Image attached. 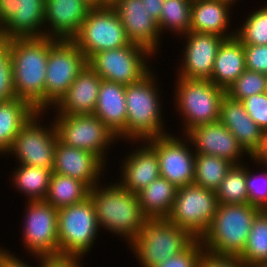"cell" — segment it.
Wrapping results in <instances>:
<instances>
[{
	"mask_svg": "<svg viewBox=\"0 0 267 267\" xmlns=\"http://www.w3.org/2000/svg\"><path fill=\"white\" fill-rule=\"evenodd\" d=\"M222 1H224V2H227V3H229L230 5H236L237 3H239V0H222ZM238 1V2H237ZM236 3V4H235Z\"/></svg>",
	"mask_w": 267,
	"mask_h": 267,
	"instance_id": "51",
	"label": "cell"
},
{
	"mask_svg": "<svg viewBox=\"0 0 267 267\" xmlns=\"http://www.w3.org/2000/svg\"><path fill=\"white\" fill-rule=\"evenodd\" d=\"M45 0H0L3 40L45 37Z\"/></svg>",
	"mask_w": 267,
	"mask_h": 267,
	"instance_id": "16",
	"label": "cell"
},
{
	"mask_svg": "<svg viewBox=\"0 0 267 267\" xmlns=\"http://www.w3.org/2000/svg\"><path fill=\"white\" fill-rule=\"evenodd\" d=\"M204 251L201 240L195 239L184 251L167 258L155 267H199Z\"/></svg>",
	"mask_w": 267,
	"mask_h": 267,
	"instance_id": "40",
	"label": "cell"
},
{
	"mask_svg": "<svg viewBox=\"0 0 267 267\" xmlns=\"http://www.w3.org/2000/svg\"><path fill=\"white\" fill-rule=\"evenodd\" d=\"M57 41L49 37L9 40L15 94L36 111L45 112L47 61L50 49Z\"/></svg>",
	"mask_w": 267,
	"mask_h": 267,
	"instance_id": "1",
	"label": "cell"
},
{
	"mask_svg": "<svg viewBox=\"0 0 267 267\" xmlns=\"http://www.w3.org/2000/svg\"><path fill=\"white\" fill-rule=\"evenodd\" d=\"M261 209L246 204H220L207 232L200 238L206 252L239 256L245 249L253 220Z\"/></svg>",
	"mask_w": 267,
	"mask_h": 267,
	"instance_id": "4",
	"label": "cell"
},
{
	"mask_svg": "<svg viewBox=\"0 0 267 267\" xmlns=\"http://www.w3.org/2000/svg\"><path fill=\"white\" fill-rule=\"evenodd\" d=\"M131 151L125 154L117 183L135 194L160 177L159 160L156 152L145 141H128ZM134 143V145H133ZM138 143V144H137ZM140 145V146H139Z\"/></svg>",
	"mask_w": 267,
	"mask_h": 267,
	"instance_id": "22",
	"label": "cell"
},
{
	"mask_svg": "<svg viewBox=\"0 0 267 267\" xmlns=\"http://www.w3.org/2000/svg\"><path fill=\"white\" fill-rule=\"evenodd\" d=\"M102 78L89 66L76 77L68 91L49 110L56 115L93 114ZM55 109V110H54Z\"/></svg>",
	"mask_w": 267,
	"mask_h": 267,
	"instance_id": "24",
	"label": "cell"
},
{
	"mask_svg": "<svg viewBox=\"0 0 267 267\" xmlns=\"http://www.w3.org/2000/svg\"><path fill=\"white\" fill-rule=\"evenodd\" d=\"M72 41L87 59L95 53L121 48L130 43L121 19L109 6L93 7Z\"/></svg>",
	"mask_w": 267,
	"mask_h": 267,
	"instance_id": "12",
	"label": "cell"
},
{
	"mask_svg": "<svg viewBox=\"0 0 267 267\" xmlns=\"http://www.w3.org/2000/svg\"><path fill=\"white\" fill-rule=\"evenodd\" d=\"M57 227L59 255H88L101 231L91 198L59 208Z\"/></svg>",
	"mask_w": 267,
	"mask_h": 267,
	"instance_id": "7",
	"label": "cell"
},
{
	"mask_svg": "<svg viewBox=\"0 0 267 267\" xmlns=\"http://www.w3.org/2000/svg\"><path fill=\"white\" fill-rule=\"evenodd\" d=\"M177 187L164 177H158L137 193L146 219H167L172 211Z\"/></svg>",
	"mask_w": 267,
	"mask_h": 267,
	"instance_id": "28",
	"label": "cell"
},
{
	"mask_svg": "<svg viewBox=\"0 0 267 267\" xmlns=\"http://www.w3.org/2000/svg\"><path fill=\"white\" fill-rule=\"evenodd\" d=\"M106 166L94 153L57 141L52 172L79 179L91 189L103 181Z\"/></svg>",
	"mask_w": 267,
	"mask_h": 267,
	"instance_id": "20",
	"label": "cell"
},
{
	"mask_svg": "<svg viewBox=\"0 0 267 267\" xmlns=\"http://www.w3.org/2000/svg\"><path fill=\"white\" fill-rule=\"evenodd\" d=\"M216 191L197 184L177 189L172 211L168 220L200 239L209 229L218 209Z\"/></svg>",
	"mask_w": 267,
	"mask_h": 267,
	"instance_id": "11",
	"label": "cell"
},
{
	"mask_svg": "<svg viewBox=\"0 0 267 267\" xmlns=\"http://www.w3.org/2000/svg\"><path fill=\"white\" fill-rule=\"evenodd\" d=\"M173 134L150 138L145 142L158 156L161 177L180 188L194 182L196 153L185 135L175 137Z\"/></svg>",
	"mask_w": 267,
	"mask_h": 267,
	"instance_id": "15",
	"label": "cell"
},
{
	"mask_svg": "<svg viewBox=\"0 0 267 267\" xmlns=\"http://www.w3.org/2000/svg\"><path fill=\"white\" fill-rule=\"evenodd\" d=\"M245 69L267 73V45H243Z\"/></svg>",
	"mask_w": 267,
	"mask_h": 267,
	"instance_id": "42",
	"label": "cell"
},
{
	"mask_svg": "<svg viewBox=\"0 0 267 267\" xmlns=\"http://www.w3.org/2000/svg\"><path fill=\"white\" fill-rule=\"evenodd\" d=\"M154 56L147 48L130 42L121 48L93 54L88 65L103 80L126 86L140 81L152 70L150 60Z\"/></svg>",
	"mask_w": 267,
	"mask_h": 267,
	"instance_id": "9",
	"label": "cell"
},
{
	"mask_svg": "<svg viewBox=\"0 0 267 267\" xmlns=\"http://www.w3.org/2000/svg\"><path fill=\"white\" fill-rule=\"evenodd\" d=\"M219 121L250 157H255L261 150L264 131L248 115L242 101L225 95L221 101Z\"/></svg>",
	"mask_w": 267,
	"mask_h": 267,
	"instance_id": "23",
	"label": "cell"
},
{
	"mask_svg": "<svg viewBox=\"0 0 267 267\" xmlns=\"http://www.w3.org/2000/svg\"><path fill=\"white\" fill-rule=\"evenodd\" d=\"M248 115L263 130H267V92L254 94L242 101Z\"/></svg>",
	"mask_w": 267,
	"mask_h": 267,
	"instance_id": "41",
	"label": "cell"
},
{
	"mask_svg": "<svg viewBox=\"0 0 267 267\" xmlns=\"http://www.w3.org/2000/svg\"><path fill=\"white\" fill-rule=\"evenodd\" d=\"M85 1H87L93 7H100V0H85Z\"/></svg>",
	"mask_w": 267,
	"mask_h": 267,
	"instance_id": "49",
	"label": "cell"
},
{
	"mask_svg": "<svg viewBox=\"0 0 267 267\" xmlns=\"http://www.w3.org/2000/svg\"><path fill=\"white\" fill-rule=\"evenodd\" d=\"M151 70L140 81L126 85V142L145 141L169 134L163 120L161 88Z\"/></svg>",
	"mask_w": 267,
	"mask_h": 267,
	"instance_id": "3",
	"label": "cell"
},
{
	"mask_svg": "<svg viewBox=\"0 0 267 267\" xmlns=\"http://www.w3.org/2000/svg\"><path fill=\"white\" fill-rule=\"evenodd\" d=\"M36 112L23 99L0 102V158L5 157L16 135Z\"/></svg>",
	"mask_w": 267,
	"mask_h": 267,
	"instance_id": "29",
	"label": "cell"
},
{
	"mask_svg": "<svg viewBox=\"0 0 267 267\" xmlns=\"http://www.w3.org/2000/svg\"><path fill=\"white\" fill-rule=\"evenodd\" d=\"M119 0H100V6L112 7Z\"/></svg>",
	"mask_w": 267,
	"mask_h": 267,
	"instance_id": "48",
	"label": "cell"
},
{
	"mask_svg": "<svg viewBox=\"0 0 267 267\" xmlns=\"http://www.w3.org/2000/svg\"><path fill=\"white\" fill-rule=\"evenodd\" d=\"M17 98L15 94L9 40L0 41V102Z\"/></svg>",
	"mask_w": 267,
	"mask_h": 267,
	"instance_id": "39",
	"label": "cell"
},
{
	"mask_svg": "<svg viewBox=\"0 0 267 267\" xmlns=\"http://www.w3.org/2000/svg\"><path fill=\"white\" fill-rule=\"evenodd\" d=\"M248 267H267V262H263V263L256 264V265H253V266H248Z\"/></svg>",
	"mask_w": 267,
	"mask_h": 267,
	"instance_id": "52",
	"label": "cell"
},
{
	"mask_svg": "<svg viewBox=\"0 0 267 267\" xmlns=\"http://www.w3.org/2000/svg\"><path fill=\"white\" fill-rule=\"evenodd\" d=\"M88 59L72 40H58L50 49L45 76V113L68 91Z\"/></svg>",
	"mask_w": 267,
	"mask_h": 267,
	"instance_id": "13",
	"label": "cell"
},
{
	"mask_svg": "<svg viewBox=\"0 0 267 267\" xmlns=\"http://www.w3.org/2000/svg\"><path fill=\"white\" fill-rule=\"evenodd\" d=\"M174 103L176 114H180L185 135L193 127L219 121L221 101L226 90L210 80L185 79L176 77ZM184 120V121H182Z\"/></svg>",
	"mask_w": 267,
	"mask_h": 267,
	"instance_id": "5",
	"label": "cell"
},
{
	"mask_svg": "<svg viewBox=\"0 0 267 267\" xmlns=\"http://www.w3.org/2000/svg\"><path fill=\"white\" fill-rule=\"evenodd\" d=\"M89 197L93 201L101 230L119 236L127 245L138 237L146 218L137 194L122 188L117 182L109 181L91 188Z\"/></svg>",
	"mask_w": 267,
	"mask_h": 267,
	"instance_id": "2",
	"label": "cell"
},
{
	"mask_svg": "<svg viewBox=\"0 0 267 267\" xmlns=\"http://www.w3.org/2000/svg\"><path fill=\"white\" fill-rule=\"evenodd\" d=\"M143 4H145L146 9L148 10L147 13L151 15L153 19L159 23L160 15H161V8L163 2L165 0H142Z\"/></svg>",
	"mask_w": 267,
	"mask_h": 267,
	"instance_id": "46",
	"label": "cell"
},
{
	"mask_svg": "<svg viewBox=\"0 0 267 267\" xmlns=\"http://www.w3.org/2000/svg\"><path fill=\"white\" fill-rule=\"evenodd\" d=\"M245 62L242 42L236 36L224 39L217 50L209 80L214 85L227 90L245 71Z\"/></svg>",
	"mask_w": 267,
	"mask_h": 267,
	"instance_id": "27",
	"label": "cell"
},
{
	"mask_svg": "<svg viewBox=\"0 0 267 267\" xmlns=\"http://www.w3.org/2000/svg\"><path fill=\"white\" fill-rule=\"evenodd\" d=\"M112 8L116 11L125 29L127 39L158 55L162 35L158 23L147 13L142 0H119Z\"/></svg>",
	"mask_w": 267,
	"mask_h": 267,
	"instance_id": "19",
	"label": "cell"
},
{
	"mask_svg": "<svg viewBox=\"0 0 267 267\" xmlns=\"http://www.w3.org/2000/svg\"><path fill=\"white\" fill-rule=\"evenodd\" d=\"M232 9V5L222 0H193L190 31L217 34L225 39L236 36V28H229Z\"/></svg>",
	"mask_w": 267,
	"mask_h": 267,
	"instance_id": "25",
	"label": "cell"
},
{
	"mask_svg": "<svg viewBox=\"0 0 267 267\" xmlns=\"http://www.w3.org/2000/svg\"><path fill=\"white\" fill-rule=\"evenodd\" d=\"M22 244L29 256L59 255L58 209L46 201L25 202Z\"/></svg>",
	"mask_w": 267,
	"mask_h": 267,
	"instance_id": "14",
	"label": "cell"
},
{
	"mask_svg": "<svg viewBox=\"0 0 267 267\" xmlns=\"http://www.w3.org/2000/svg\"><path fill=\"white\" fill-rule=\"evenodd\" d=\"M2 245L0 246V261H1V258L2 256L8 251V248H4V246L2 247Z\"/></svg>",
	"mask_w": 267,
	"mask_h": 267,
	"instance_id": "50",
	"label": "cell"
},
{
	"mask_svg": "<svg viewBox=\"0 0 267 267\" xmlns=\"http://www.w3.org/2000/svg\"><path fill=\"white\" fill-rule=\"evenodd\" d=\"M44 114L46 113L37 111L31 117L16 135L5 156L11 155L19 164L53 169L55 148L59 139L53 120L50 124L43 125L46 116Z\"/></svg>",
	"mask_w": 267,
	"mask_h": 267,
	"instance_id": "10",
	"label": "cell"
},
{
	"mask_svg": "<svg viewBox=\"0 0 267 267\" xmlns=\"http://www.w3.org/2000/svg\"><path fill=\"white\" fill-rule=\"evenodd\" d=\"M185 44L176 77L185 79L209 80L212 75L217 50L225 39L212 33L189 31L180 36ZM185 48V49H184Z\"/></svg>",
	"mask_w": 267,
	"mask_h": 267,
	"instance_id": "17",
	"label": "cell"
},
{
	"mask_svg": "<svg viewBox=\"0 0 267 267\" xmlns=\"http://www.w3.org/2000/svg\"><path fill=\"white\" fill-rule=\"evenodd\" d=\"M185 136L190 140L195 153L224 158L234 165L246 163L245 156L250 159L234 135L220 121L193 127Z\"/></svg>",
	"mask_w": 267,
	"mask_h": 267,
	"instance_id": "18",
	"label": "cell"
},
{
	"mask_svg": "<svg viewBox=\"0 0 267 267\" xmlns=\"http://www.w3.org/2000/svg\"><path fill=\"white\" fill-rule=\"evenodd\" d=\"M52 169L19 164L9 177L15 191L26 197L28 201H43L46 197Z\"/></svg>",
	"mask_w": 267,
	"mask_h": 267,
	"instance_id": "30",
	"label": "cell"
},
{
	"mask_svg": "<svg viewBox=\"0 0 267 267\" xmlns=\"http://www.w3.org/2000/svg\"><path fill=\"white\" fill-rule=\"evenodd\" d=\"M33 259H36V267H40V257L32 256ZM24 258L20 259L13 251H7L1 258L0 267H32L33 265H29L26 261H23ZM34 266V267H35Z\"/></svg>",
	"mask_w": 267,
	"mask_h": 267,
	"instance_id": "45",
	"label": "cell"
},
{
	"mask_svg": "<svg viewBox=\"0 0 267 267\" xmlns=\"http://www.w3.org/2000/svg\"><path fill=\"white\" fill-rule=\"evenodd\" d=\"M3 40V27L0 24V41Z\"/></svg>",
	"mask_w": 267,
	"mask_h": 267,
	"instance_id": "53",
	"label": "cell"
},
{
	"mask_svg": "<svg viewBox=\"0 0 267 267\" xmlns=\"http://www.w3.org/2000/svg\"><path fill=\"white\" fill-rule=\"evenodd\" d=\"M89 190L79 179L52 172L44 201L59 209L83 202L89 197Z\"/></svg>",
	"mask_w": 267,
	"mask_h": 267,
	"instance_id": "31",
	"label": "cell"
},
{
	"mask_svg": "<svg viewBox=\"0 0 267 267\" xmlns=\"http://www.w3.org/2000/svg\"><path fill=\"white\" fill-rule=\"evenodd\" d=\"M192 1L165 0L163 2L158 23L161 35L170 31L171 35L176 34L177 37H180L190 31Z\"/></svg>",
	"mask_w": 267,
	"mask_h": 267,
	"instance_id": "32",
	"label": "cell"
},
{
	"mask_svg": "<svg viewBox=\"0 0 267 267\" xmlns=\"http://www.w3.org/2000/svg\"><path fill=\"white\" fill-rule=\"evenodd\" d=\"M194 240L188 231L168 219H146L138 237L126 247L139 267H155L184 251Z\"/></svg>",
	"mask_w": 267,
	"mask_h": 267,
	"instance_id": "6",
	"label": "cell"
},
{
	"mask_svg": "<svg viewBox=\"0 0 267 267\" xmlns=\"http://www.w3.org/2000/svg\"><path fill=\"white\" fill-rule=\"evenodd\" d=\"M238 257L246 266L267 262V210L256 215L245 249Z\"/></svg>",
	"mask_w": 267,
	"mask_h": 267,
	"instance_id": "34",
	"label": "cell"
},
{
	"mask_svg": "<svg viewBox=\"0 0 267 267\" xmlns=\"http://www.w3.org/2000/svg\"><path fill=\"white\" fill-rule=\"evenodd\" d=\"M125 90L126 86L123 84L102 79L93 113L118 136L120 142H126Z\"/></svg>",
	"mask_w": 267,
	"mask_h": 267,
	"instance_id": "26",
	"label": "cell"
},
{
	"mask_svg": "<svg viewBox=\"0 0 267 267\" xmlns=\"http://www.w3.org/2000/svg\"><path fill=\"white\" fill-rule=\"evenodd\" d=\"M92 8L85 0H45V37L72 40Z\"/></svg>",
	"mask_w": 267,
	"mask_h": 267,
	"instance_id": "21",
	"label": "cell"
},
{
	"mask_svg": "<svg viewBox=\"0 0 267 267\" xmlns=\"http://www.w3.org/2000/svg\"><path fill=\"white\" fill-rule=\"evenodd\" d=\"M265 92H267L266 75L261 72L245 69L226 90V95L234 100L243 101L254 94Z\"/></svg>",
	"mask_w": 267,
	"mask_h": 267,
	"instance_id": "38",
	"label": "cell"
},
{
	"mask_svg": "<svg viewBox=\"0 0 267 267\" xmlns=\"http://www.w3.org/2000/svg\"><path fill=\"white\" fill-rule=\"evenodd\" d=\"M233 165L224 158L196 153L193 183L216 191Z\"/></svg>",
	"mask_w": 267,
	"mask_h": 267,
	"instance_id": "33",
	"label": "cell"
},
{
	"mask_svg": "<svg viewBox=\"0 0 267 267\" xmlns=\"http://www.w3.org/2000/svg\"><path fill=\"white\" fill-rule=\"evenodd\" d=\"M259 8L250 11L236 29V37L243 45H267V3Z\"/></svg>",
	"mask_w": 267,
	"mask_h": 267,
	"instance_id": "36",
	"label": "cell"
},
{
	"mask_svg": "<svg viewBox=\"0 0 267 267\" xmlns=\"http://www.w3.org/2000/svg\"><path fill=\"white\" fill-rule=\"evenodd\" d=\"M254 158L267 165V130L264 131L262 148Z\"/></svg>",
	"mask_w": 267,
	"mask_h": 267,
	"instance_id": "47",
	"label": "cell"
},
{
	"mask_svg": "<svg viewBox=\"0 0 267 267\" xmlns=\"http://www.w3.org/2000/svg\"><path fill=\"white\" fill-rule=\"evenodd\" d=\"M252 161L254 162L253 166L257 165L256 168L261 169L260 171L257 169L254 171V169L251 170L252 168H249L250 164H246L248 203L261 210H267V165L256 160L254 157H250V162Z\"/></svg>",
	"mask_w": 267,
	"mask_h": 267,
	"instance_id": "37",
	"label": "cell"
},
{
	"mask_svg": "<svg viewBox=\"0 0 267 267\" xmlns=\"http://www.w3.org/2000/svg\"><path fill=\"white\" fill-rule=\"evenodd\" d=\"M82 256L56 255L40 257V267H85Z\"/></svg>",
	"mask_w": 267,
	"mask_h": 267,
	"instance_id": "44",
	"label": "cell"
},
{
	"mask_svg": "<svg viewBox=\"0 0 267 267\" xmlns=\"http://www.w3.org/2000/svg\"><path fill=\"white\" fill-rule=\"evenodd\" d=\"M52 120L60 142L92 152L109 164L107 150L119 139L96 115H54Z\"/></svg>",
	"mask_w": 267,
	"mask_h": 267,
	"instance_id": "8",
	"label": "cell"
},
{
	"mask_svg": "<svg viewBox=\"0 0 267 267\" xmlns=\"http://www.w3.org/2000/svg\"><path fill=\"white\" fill-rule=\"evenodd\" d=\"M199 267H248L238 256L215 255L204 251Z\"/></svg>",
	"mask_w": 267,
	"mask_h": 267,
	"instance_id": "43",
	"label": "cell"
},
{
	"mask_svg": "<svg viewBox=\"0 0 267 267\" xmlns=\"http://www.w3.org/2000/svg\"><path fill=\"white\" fill-rule=\"evenodd\" d=\"M216 196L220 204L248 203L245 163L231 167L216 190Z\"/></svg>",
	"mask_w": 267,
	"mask_h": 267,
	"instance_id": "35",
	"label": "cell"
}]
</instances>
